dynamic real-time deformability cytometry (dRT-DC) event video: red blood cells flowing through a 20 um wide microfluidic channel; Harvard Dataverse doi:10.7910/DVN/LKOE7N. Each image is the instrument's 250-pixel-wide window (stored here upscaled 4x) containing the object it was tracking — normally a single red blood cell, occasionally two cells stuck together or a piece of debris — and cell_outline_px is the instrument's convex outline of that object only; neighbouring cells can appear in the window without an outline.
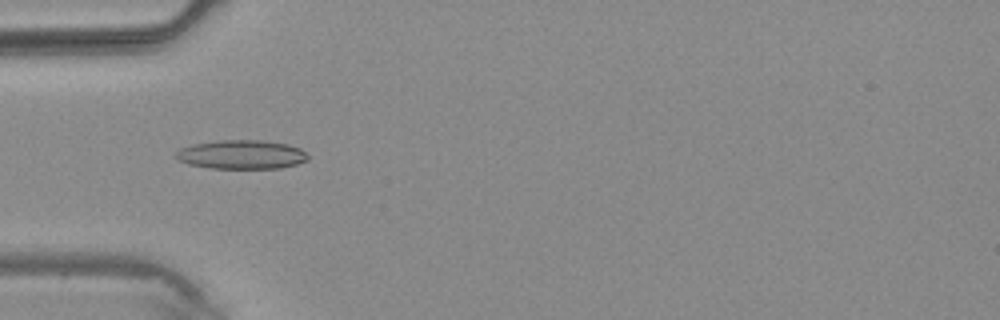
{"species": "common noctule bat (a hibernating species)", "species_latin": "Nyctalus noctula", "temperature_condition": "warm", "stored_images_in_passage": 4, "camera_frame_rate_fps": 3000, "um_per_image_px": 0.085, "animal": {"sex": "male", "body_mass_g": 20.4}, "frame": {"image": 1, "passage_image": 4, "time_ms": 3.667, "image_size_px": [1000, 320], "cell_outline_px": [[308, 160], [296, 164], [280, 168], [208, 168], [188, 164], [176, 160], [176, 152], [180, 148], [192, 144], [220, 140], [260, 140], [288, 144], [300, 148], [308, 156]], "centroid_in_image_um": [20.5, 13.13], "position_along_channel_um": 64.5, "area_um2": 22.31}}